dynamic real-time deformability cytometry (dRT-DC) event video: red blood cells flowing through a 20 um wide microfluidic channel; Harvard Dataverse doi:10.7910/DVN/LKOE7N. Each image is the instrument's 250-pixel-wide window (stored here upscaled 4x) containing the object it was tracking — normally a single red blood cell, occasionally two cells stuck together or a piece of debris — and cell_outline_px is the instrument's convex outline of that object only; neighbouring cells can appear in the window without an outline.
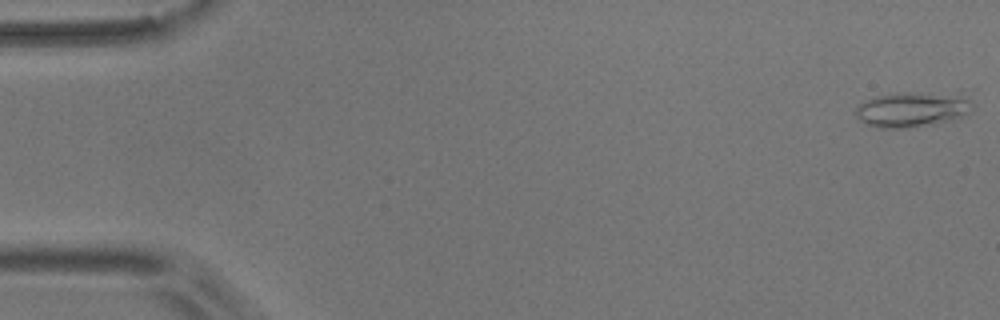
{"species": "common noctule bat (a hibernating species)", "species_latin": "Nyctalus noctula", "temperature_condition": "room temperature", "stored_images_in_passage": 55, "camera_frame_rate_fps": 3000, "um_per_image_px": 0.085, "animal": {"sex": "male", "body_mass_g": 17.9}, "frame": {"image": 1, "passage_image": 1, "time_ms": 0.0, "image_size_px": [1000, 320], "cell_outline_px": [[976, 104], [972, 112], [948, 120], [932, 124], [912, 128], [876, 128], [864, 124], [856, 116], [856, 104], [864, 100], [876, 96], [904, 92], [956, 88], [976, 88]], "centroid_in_image_um": [77.87, 9.17], "position_along_channel_um": 7.1, "area_um2": 26.76}}
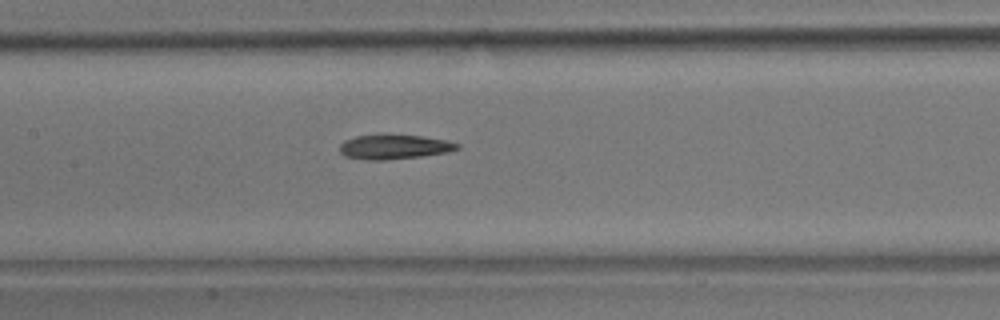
{"frame": {"image": 2, "passage_image": 26, "time_ms": 8.333, "image_size_px": [1000, 320], "cell_outline_px": [[460, 148], [448, 152], [420, 156], [384, 160], [364, 160], [344, 156], [340, 152], [340, 144], [344, 140], [356, 136], [380, 132], [388, 132], [420, 136], [444, 140], [460, 144]], "centroid_in_image_um": [33.44, 12.44], "position_along_channel_um": 174.0, "area_um2": 17.4}}
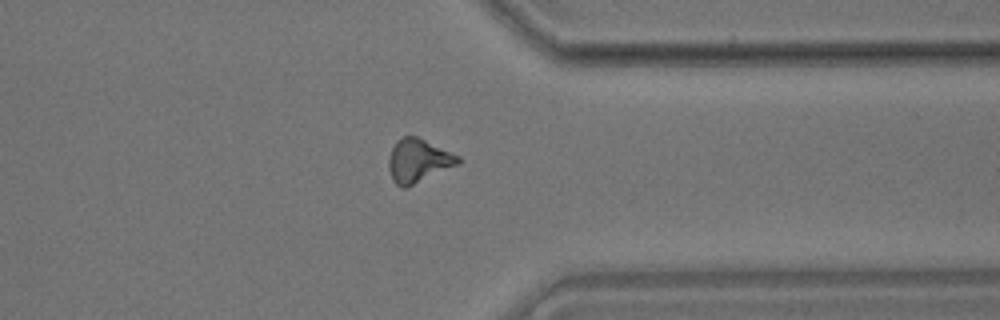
{"frame": {"image": 3, "passage_image": 43, "time_ms": 14.0, "image_size_px": [1000, 320], "cell_outline_px": [[460, 164], [404, 188], [400, 188], [392, 180], [388, 168], [388, 160], [392, 148], [404, 136], [416, 136], [460, 156]], "centroid_in_image_um": [35.55, 13.68], "position_along_channel_um": 375.8, "area_um2": 17.34}, "authors_computed_cell_mechanics": {"area_um2": 17.1088, "velocity_mm_per_s": 3.6459, "shape_relaxation_time_tau1_ms": 9.1056, "shape_relaxation_time_tau2_ms": 8.4439, "deformation_change_tau1": 0.2179, "deformation_change_tau2": 0.2075}}